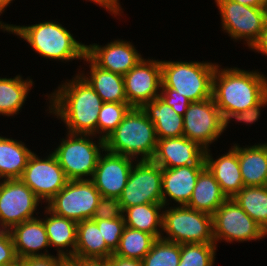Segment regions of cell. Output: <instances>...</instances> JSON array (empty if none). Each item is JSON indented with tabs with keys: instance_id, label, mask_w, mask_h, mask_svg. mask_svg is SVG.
<instances>
[{
	"instance_id": "60d3db41",
	"label": "cell",
	"mask_w": 267,
	"mask_h": 266,
	"mask_svg": "<svg viewBox=\"0 0 267 266\" xmlns=\"http://www.w3.org/2000/svg\"><path fill=\"white\" fill-rule=\"evenodd\" d=\"M62 256H38L20 259V266H58Z\"/></svg>"
},
{
	"instance_id": "6da1fadb",
	"label": "cell",
	"mask_w": 267,
	"mask_h": 266,
	"mask_svg": "<svg viewBox=\"0 0 267 266\" xmlns=\"http://www.w3.org/2000/svg\"><path fill=\"white\" fill-rule=\"evenodd\" d=\"M46 97L48 113L63 121L68 133L97 136L99 112L104 102L79 73Z\"/></svg>"
},
{
	"instance_id": "ba28073f",
	"label": "cell",
	"mask_w": 267,
	"mask_h": 266,
	"mask_svg": "<svg viewBox=\"0 0 267 266\" xmlns=\"http://www.w3.org/2000/svg\"><path fill=\"white\" fill-rule=\"evenodd\" d=\"M221 17L222 31L233 41H246L251 46L258 40L267 23V7H250L233 0H215Z\"/></svg>"
},
{
	"instance_id": "7402d4cb",
	"label": "cell",
	"mask_w": 267,
	"mask_h": 266,
	"mask_svg": "<svg viewBox=\"0 0 267 266\" xmlns=\"http://www.w3.org/2000/svg\"><path fill=\"white\" fill-rule=\"evenodd\" d=\"M83 60L89 63L90 72L85 73L82 70L78 73L90 84L103 102L128 103L122 75L100 68L87 55Z\"/></svg>"
},
{
	"instance_id": "d6a6232c",
	"label": "cell",
	"mask_w": 267,
	"mask_h": 266,
	"mask_svg": "<svg viewBox=\"0 0 267 266\" xmlns=\"http://www.w3.org/2000/svg\"><path fill=\"white\" fill-rule=\"evenodd\" d=\"M180 253V244L162 238L157 239L142 259L143 266H178Z\"/></svg>"
},
{
	"instance_id": "83f0119b",
	"label": "cell",
	"mask_w": 267,
	"mask_h": 266,
	"mask_svg": "<svg viewBox=\"0 0 267 266\" xmlns=\"http://www.w3.org/2000/svg\"><path fill=\"white\" fill-rule=\"evenodd\" d=\"M163 203H145L125 208L123 217L125 225L153 235L156 239L162 236Z\"/></svg>"
},
{
	"instance_id": "2e32d148",
	"label": "cell",
	"mask_w": 267,
	"mask_h": 266,
	"mask_svg": "<svg viewBox=\"0 0 267 266\" xmlns=\"http://www.w3.org/2000/svg\"><path fill=\"white\" fill-rule=\"evenodd\" d=\"M134 163L133 158L111 153L105 149L104 153L102 152L99 156L91 178L100 195L119 198L127 184Z\"/></svg>"
},
{
	"instance_id": "44dd1931",
	"label": "cell",
	"mask_w": 267,
	"mask_h": 266,
	"mask_svg": "<svg viewBox=\"0 0 267 266\" xmlns=\"http://www.w3.org/2000/svg\"><path fill=\"white\" fill-rule=\"evenodd\" d=\"M10 234L19 260L27 257L51 255L47 249L50 248V245L46 228L39 216L13 226L10 229Z\"/></svg>"
},
{
	"instance_id": "cb8c5ba5",
	"label": "cell",
	"mask_w": 267,
	"mask_h": 266,
	"mask_svg": "<svg viewBox=\"0 0 267 266\" xmlns=\"http://www.w3.org/2000/svg\"><path fill=\"white\" fill-rule=\"evenodd\" d=\"M238 159L244 186L267 185V142L238 145Z\"/></svg>"
},
{
	"instance_id": "30bf717a",
	"label": "cell",
	"mask_w": 267,
	"mask_h": 266,
	"mask_svg": "<svg viewBox=\"0 0 267 266\" xmlns=\"http://www.w3.org/2000/svg\"><path fill=\"white\" fill-rule=\"evenodd\" d=\"M100 197L91 180H68L46 207L55 215L78 223L92 219Z\"/></svg>"
},
{
	"instance_id": "ab89813d",
	"label": "cell",
	"mask_w": 267,
	"mask_h": 266,
	"mask_svg": "<svg viewBox=\"0 0 267 266\" xmlns=\"http://www.w3.org/2000/svg\"><path fill=\"white\" fill-rule=\"evenodd\" d=\"M19 262L10 232L0 239V266H11Z\"/></svg>"
},
{
	"instance_id": "681fc988",
	"label": "cell",
	"mask_w": 267,
	"mask_h": 266,
	"mask_svg": "<svg viewBox=\"0 0 267 266\" xmlns=\"http://www.w3.org/2000/svg\"><path fill=\"white\" fill-rule=\"evenodd\" d=\"M7 6L0 0V15L4 13Z\"/></svg>"
},
{
	"instance_id": "9a60e30c",
	"label": "cell",
	"mask_w": 267,
	"mask_h": 266,
	"mask_svg": "<svg viewBox=\"0 0 267 266\" xmlns=\"http://www.w3.org/2000/svg\"><path fill=\"white\" fill-rule=\"evenodd\" d=\"M125 95L131 107L142 108L161 92V60L142 59L124 76Z\"/></svg>"
},
{
	"instance_id": "ee69618b",
	"label": "cell",
	"mask_w": 267,
	"mask_h": 266,
	"mask_svg": "<svg viewBox=\"0 0 267 266\" xmlns=\"http://www.w3.org/2000/svg\"><path fill=\"white\" fill-rule=\"evenodd\" d=\"M250 50L267 56V23L260 33L258 40L251 46Z\"/></svg>"
},
{
	"instance_id": "816d5d0a",
	"label": "cell",
	"mask_w": 267,
	"mask_h": 266,
	"mask_svg": "<svg viewBox=\"0 0 267 266\" xmlns=\"http://www.w3.org/2000/svg\"><path fill=\"white\" fill-rule=\"evenodd\" d=\"M11 266H20V261L17 262L16 264H14V265H11Z\"/></svg>"
},
{
	"instance_id": "ffe728a7",
	"label": "cell",
	"mask_w": 267,
	"mask_h": 266,
	"mask_svg": "<svg viewBox=\"0 0 267 266\" xmlns=\"http://www.w3.org/2000/svg\"><path fill=\"white\" fill-rule=\"evenodd\" d=\"M210 149H206L204 160L206 167L214 175L223 193L228 199L233 198L244 187L238 159V143L225 154L214 160Z\"/></svg>"
},
{
	"instance_id": "8fae6325",
	"label": "cell",
	"mask_w": 267,
	"mask_h": 266,
	"mask_svg": "<svg viewBox=\"0 0 267 266\" xmlns=\"http://www.w3.org/2000/svg\"><path fill=\"white\" fill-rule=\"evenodd\" d=\"M119 201L123 210L145 203H163L162 167L152 160L136 161Z\"/></svg>"
},
{
	"instance_id": "5bb4252c",
	"label": "cell",
	"mask_w": 267,
	"mask_h": 266,
	"mask_svg": "<svg viewBox=\"0 0 267 266\" xmlns=\"http://www.w3.org/2000/svg\"><path fill=\"white\" fill-rule=\"evenodd\" d=\"M42 202L21 179L0 180V220L10 230L13 226L38 217ZM34 213L37 215H34Z\"/></svg>"
},
{
	"instance_id": "d6986e66",
	"label": "cell",
	"mask_w": 267,
	"mask_h": 266,
	"mask_svg": "<svg viewBox=\"0 0 267 266\" xmlns=\"http://www.w3.org/2000/svg\"><path fill=\"white\" fill-rule=\"evenodd\" d=\"M206 165H190L175 168H162L163 205L177 203L187 205L195 188L196 180ZM170 198V199H169Z\"/></svg>"
},
{
	"instance_id": "f546056e",
	"label": "cell",
	"mask_w": 267,
	"mask_h": 266,
	"mask_svg": "<svg viewBox=\"0 0 267 266\" xmlns=\"http://www.w3.org/2000/svg\"><path fill=\"white\" fill-rule=\"evenodd\" d=\"M22 77L20 74L13 78L0 77V115L9 117L20 113L34 85L33 79Z\"/></svg>"
},
{
	"instance_id": "bcb514c9",
	"label": "cell",
	"mask_w": 267,
	"mask_h": 266,
	"mask_svg": "<svg viewBox=\"0 0 267 266\" xmlns=\"http://www.w3.org/2000/svg\"><path fill=\"white\" fill-rule=\"evenodd\" d=\"M233 1L250 7H267V0H233Z\"/></svg>"
},
{
	"instance_id": "d4e9b609",
	"label": "cell",
	"mask_w": 267,
	"mask_h": 266,
	"mask_svg": "<svg viewBox=\"0 0 267 266\" xmlns=\"http://www.w3.org/2000/svg\"><path fill=\"white\" fill-rule=\"evenodd\" d=\"M227 199L214 175L205 167L196 180L191 199L186 206L212 216Z\"/></svg>"
},
{
	"instance_id": "4fadbf2b",
	"label": "cell",
	"mask_w": 267,
	"mask_h": 266,
	"mask_svg": "<svg viewBox=\"0 0 267 266\" xmlns=\"http://www.w3.org/2000/svg\"><path fill=\"white\" fill-rule=\"evenodd\" d=\"M20 179L46 204L68 182L64 170L52 152L44 158L33 152Z\"/></svg>"
},
{
	"instance_id": "e575fe53",
	"label": "cell",
	"mask_w": 267,
	"mask_h": 266,
	"mask_svg": "<svg viewBox=\"0 0 267 266\" xmlns=\"http://www.w3.org/2000/svg\"><path fill=\"white\" fill-rule=\"evenodd\" d=\"M131 106L128 103L104 102L97 122V136L105 140L122 122Z\"/></svg>"
},
{
	"instance_id": "277c9868",
	"label": "cell",
	"mask_w": 267,
	"mask_h": 266,
	"mask_svg": "<svg viewBox=\"0 0 267 266\" xmlns=\"http://www.w3.org/2000/svg\"><path fill=\"white\" fill-rule=\"evenodd\" d=\"M157 141L154 123L149 120L145 111L131 107L122 122L105 139V149L135 161L151 160Z\"/></svg>"
},
{
	"instance_id": "52a82bcc",
	"label": "cell",
	"mask_w": 267,
	"mask_h": 266,
	"mask_svg": "<svg viewBox=\"0 0 267 266\" xmlns=\"http://www.w3.org/2000/svg\"><path fill=\"white\" fill-rule=\"evenodd\" d=\"M163 208L161 238L178 243H215L212 216L186 205ZM168 208V209H167ZM163 233H166L164 236Z\"/></svg>"
},
{
	"instance_id": "c3c4849f",
	"label": "cell",
	"mask_w": 267,
	"mask_h": 266,
	"mask_svg": "<svg viewBox=\"0 0 267 266\" xmlns=\"http://www.w3.org/2000/svg\"><path fill=\"white\" fill-rule=\"evenodd\" d=\"M10 230L0 220V239L4 238Z\"/></svg>"
},
{
	"instance_id": "7a4b0ae2",
	"label": "cell",
	"mask_w": 267,
	"mask_h": 266,
	"mask_svg": "<svg viewBox=\"0 0 267 266\" xmlns=\"http://www.w3.org/2000/svg\"><path fill=\"white\" fill-rule=\"evenodd\" d=\"M267 96V76L257 70L222 68L217 63L213 77L212 98L222 117L256 106Z\"/></svg>"
},
{
	"instance_id": "4dcf8cb0",
	"label": "cell",
	"mask_w": 267,
	"mask_h": 266,
	"mask_svg": "<svg viewBox=\"0 0 267 266\" xmlns=\"http://www.w3.org/2000/svg\"><path fill=\"white\" fill-rule=\"evenodd\" d=\"M233 199L267 233V186H244Z\"/></svg>"
},
{
	"instance_id": "f1b7e54d",
	"label": "cell",
	"mask_w": 267,
	"mask_h": 266,
	"mask_svg": "<svg viewBox=\"0 0 267 266\" xmlns=\"http://www.w3.org/2000/svg\"><path fill=\"white\" fill-rule=\"evenodd\" d=\"M112 254L102 238L101 228L94 220L87 219L77 223L74 257L109 258Z\"/></svg>"
},
{
	"instance_id": "7bdbcfd3",
	"label": "cell",
	"mask_w": 267,
	"mask_h": 266,
	"mask_svg": "<svg viewBox=\"0 0 267 266\" xmlns=\"http://www.w3.org/2000/svg\"><path fill=\"white\" fill-rule=\"evenodd\" d=\"M109 266H143L142 260L122 258L116 255H111L109 258Z\"/></svg>"
},
{
	"instance_id": "e0dca14e",
	"label": "cell",
	"mask_w": 267,
	"mask_h": 266,
	"mask_svg": "<svg viewBox=\"0 0 267 266\" xmlns=\"http://www.w3.org/2000/svg\"><path fill=\"white\" fill-rule=\"evenodd\" d=\"M86 55L100 68L122 76L143 59L133 43L119 38L103 46L86 44Z\"/></svg>"
},
{
	"instance_id": "7c38bea8",
	"label": "cell",
	"mask_w": 267,
	"mask_h": 266,
	"mask_svg": "<svg viewBox=\"0 0 267 266\" xmlns=\"http://www.w3.org/2000/svg\"><path fill=\"white\" fill-rule=\"evenodd\" d=\"M223 133L222 114L212 97L190 103L183 115V136L206 150Z\"/></svg>"
},
{
	"instance_id": "7dc6e473",
	"label": "cell",
	"mask_w": 267,
	"mask_h": 266,
	"mask_svg": "<svg viewBox=\"0 0 267 266\" xmlns=\"http://www.w3.org/2000/svg\"><path fill=\"white\" fill-rule=\"evenodd\" d=\"M58 266H81V261L75 257H62Z\"/></svg>"
},
{
	"instance_id": "74e56055",
	"label": "cell",
	"mask_w": 267,
	"mask_h": 266,
	"mask_svg": "<svg viewBox=\"0 0 267 266\" xmlns=\"http://www.w3.org/2000/svg\"><path fill=\"white\" fill-rule=\"evenodd\" d=\"M267 107V96L256 106L248 108L240 112H228L223 118V132L228 128V124L233 118L237 122H243L244 124H254L258 119H260L262 108Z\"/></svg>"
},
{
	"instance_id": "8d00e7d4",
	"label": "cell",
	"mask_w": 267,
	"mask_h": 266,
	"mask_svg": "<svg viewBox=\"0 0 267 266\" xmlns=\"http://www.w3.org/2000/svg\"><path fill=\"white\" fill-rule=\"evenodd\" d=\"M123 211L119 198L101 196L92 220H109L123 217Z\"/></svg>"
},
{
	"instance_id": "484cf974",
	"label": "cell",
	"mask_w": 267,
	"mask_h": 266,
	"mask_svg": "<svg viewBox=\"0 0 267 266\" xmlns=\"http://www.w3.org/2000/svg\"><path fill=\"white\" fill-rule=\"evenodd\" d=\"M142 109L154 123L157 139L183 136V116L175 112L160 97L147 102Z\"/></svg>"
},
{
	"instance_id": "b9f144b4",
	"label": "cell",
	"mask_w": 267,
	"mask_h": 266,
	"mask_svg": "<svg viewBox=\"0 0 267 266\" xmlns=\"http://www.w3.org/2000/svg\"><path fill=\"white\" fill-rule=\"evenodd\" d=\"M87 1V0H86ZM91 2H94V4L99 5V7L104 8L108 13L114 15V17L117 15L122 16V6L120 5L119 0H88Z\"/></svg>"
},
{
	"instance_id": "f907efd6",
	"label": "cell",
	"mask_w": 267,
	"mask_h": 266,
	"mask_svg": "<svg viewBox=\"0 0 267 266\" xmlns=\"http://www.w3.org/2000/svg\"><path fill=\"white\" fill-rule=\"evenodd\" d=\"M7 7L12 3L14 0H1Z\"/></svg>"
},
{
	"instance_id": "3957f363",
	"label": "cell",
	"mask_w": 267,
	"mask_h": 266,
	"mask_svg": "<svg viewBox=\"0 0 267 266\" xmlns=\"http://www.w3.org/2000/svg\"><path fill=\"white\" fill-rule=\"evenodd\" d=\"M0 29L25 40L33 51L45 59L61 62L83 60L86 45L77 41L61 23L54 20L31 25H13L0 21Z\"/></svg>"
},
{
	"instance_id": "f35d334b",
	"label": "cell",
	"mask_w": 267,
	"mask_h": 266,
	"mask_svg": "<svg viewBox=\"0 0 267 266\" xmlns=\"http://www.w3.org/2000/svg\"><path fill=\"white\" fill-rule=\"evenodd\" d=\"M159 97L167 105L171 106L175 112L182 116L185 114L191 103V101L185 96L173 95V90L169 88H161Z\"/></svg>"
},
{
	"instance_id": "9c48e42d",
	"label": "cell",
	"mask_w": 267,
	"mask_h": 266,
	"mask_svg": "<svg viewBox=\"0 0 267 266\" xmlns=\"http://www.w3.org/2000/svg\"><path fill=\"white\" fill-rule=\"evenodd\" d=\"M213 238L227 243L262 240L267 233L233 199H227L212 215Z\"/></svg>"
},
{
	"instance_id": "1f68e13d",
	"label": "cell",
	"mask_w": 267,
	"mask_h": 266,
	"mask_svg": "<svg viewBox=\"0 0 267 266\" xmlns=\"http://www.w3.org/2000/svg\"><path fill=\"white\" fill-rule=\"evenodd\" d=\"M157 239L146 232L125 226L118 248L113 255L142 260Z\"/></svg>"
},
{
	"instance_id": "5b68a950",
	"label": "cell",
	"mask_w": 267,
	"mask_h": 266,
	"mask_svg": "<svg viewBox=\"0 0 267 266\" xmlns=\"http://www.w3.org/2000/svg\"><path fill=\"white\" fill-rule=\"evenodd\" d=\"M216 67L215 62L161 60V88L172 89L173 95L191 102L211 98Z\"/></svg>"
},
{
	"instance_id": "8992f818",
	"label": "cell",
	"mask_w": 267,
	"mask_h": 266,
	"mask_svg": "<svg viewBox=\"0 0 267 266\" xmlns=\"http://www.w3.org/2000/svg\"><path fill=\"white\" fill-rule=\"evenodd\" d=\"M66 133L52 153L68 180H91L99 156L105 150V140L91 134Z\"/></svg>"
},
{
	"instance_id": "836d02e7",
	"label": "cell",
	"mask_w": 267,
	"mask_h": 266,
	"mask_svg": "<svg viewBox=\"0 0 267 266\" xmlns=\"http://www.w3.org/2000/svg\"><path fill=\"white\" fill-rule=\"evenodd\" d=\"M216 250L215 243L181 244L178 266H214Z\"/></svg>"
},
{
	"instance_id": "4316f807",
	"label": "cell",
	"mask_w": 267,
	"mask_h": 266,
	"mask_svg": "<svg viewBox=\"0 0 267 266\" xmlns=\"http://www.w3.org/2000/svg\"><path fill=\"white\" fill-rule=\"evenodd\" d=\"M33 152L21 140L0 135V180L20 179Z\"/></svg>"
},
{
	"instance_id": "f6af8a7d",
	"label": "cell",
	"mask_w": 267,
	"mask_h": 266,
	"mask_svg": "<svg viewBox=\"0 0 267 266\" xmlns=\"http://www.w3.org/2000/svg\"><path fill=\"white\" fill-rule=\"evenodd\" d=\"M81 261V266H109L108 258L75 257Z\"/></svg>"
},
{
	"instance_id": "603a6c76",
	"label": "cell",
	"mask_w": 267,
	"mask_h": 266,
	"mask_svg": "<svg viewBox=\"0 0 267 266\" xmlns=\"http://www.w3.org/2000/svg\"><path fill=\"white\" fill-rule=\"evenodd\" d=\"M44 207L45 218L43 217L42 220L46 228L50 248L57 249L56 255L74 257L77 222L55 215L46 206Z\"/></svg>"
},
{
	"instance_id": "d590c367",
	"label": "cell",
	"mask_w": 267,
	"mask_h": 266,
	"mask_svg": "<svg viewBox=\"0 0 267 266\" xmlns=\"http://www.w3.org/2000/svg\"><path fill=\"white\" fill-rule=\"evenodd\" d=\"M94 221L101 228L102 238H104L107 247L114 253L118 248L120 238L126 226L124 217Z\"/></svg>"
},
{
	"instance_id": "ac0fdd59",
	"label": "cell",
	"mask_w": 267,
	"mask_h": 266,
	"mask_svg": "<svg viewBox=\"0 0 267 266\" xmlns=\"http://www.w3.org/2000/svg\"><path fill=\"white\" fill-rule=\"evenodd\" d=\"M205 149L185 136L158 139L155 154L151 159L162 168L190 165H206Z\"/></svg>"
}]
</instances>
